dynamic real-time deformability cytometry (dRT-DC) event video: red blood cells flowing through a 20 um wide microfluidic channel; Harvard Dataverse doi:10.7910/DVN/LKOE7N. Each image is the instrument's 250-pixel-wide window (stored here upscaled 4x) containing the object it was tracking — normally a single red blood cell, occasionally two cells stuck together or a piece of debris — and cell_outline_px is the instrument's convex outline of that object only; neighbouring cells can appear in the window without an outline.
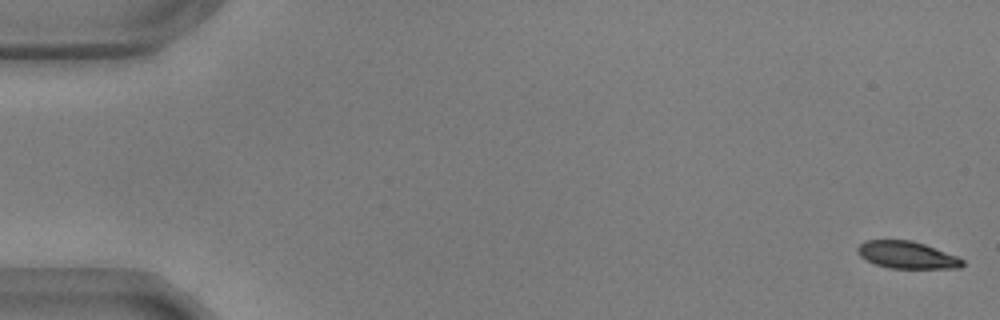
{"species": "common noctule bat (a hibernating species)", "species_latin": "Nyctalus noctula", "temperature_condition": "warm", "stored_images_in_passage": 16, "camera_frame_rate_fps": 3000, "um_per_image_px": 0.085, "animal": {"sex": "male", "body_mass_g": 17.9, "forearm_length_mm": 54.2}, "frame": {"image": 1, "passage_image": 1, "time_ms": 0.0, "image_size_px": [1000, 320], "cell_outline_px": [[964, 264], [960, 268], [888, 268], [876, 264], [860, 256], [856, 252], [856, 248], [864, 240], [912, 240], [924, 244], [956, 256], [964, 260]], "centroid_in_image_um": [77.06, 21.67], "position_along_channel_um": 7.9, "area_um2": 16.53}}
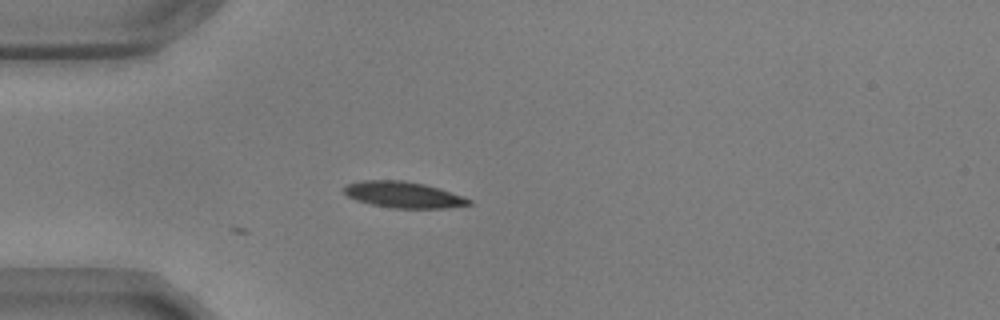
{"frame": {"image": 2, "passage_image": 16, "time_ms": 5.0, "image_size_px": [1000, 320], "cell_outline_px": [[472, 204], [448, 208], [392, 208], [372, 204], [356, 200], [348, 196], [344, 192], [344, 188], [348, 184], [364, 180], [404, 180], [424, 184], [440, 188], [464, 196], [472, 200]], "centroid_in_image_um": [34.34, 16.55], "position_along_channel_um": 50.7, "area_um2": 19.07}}